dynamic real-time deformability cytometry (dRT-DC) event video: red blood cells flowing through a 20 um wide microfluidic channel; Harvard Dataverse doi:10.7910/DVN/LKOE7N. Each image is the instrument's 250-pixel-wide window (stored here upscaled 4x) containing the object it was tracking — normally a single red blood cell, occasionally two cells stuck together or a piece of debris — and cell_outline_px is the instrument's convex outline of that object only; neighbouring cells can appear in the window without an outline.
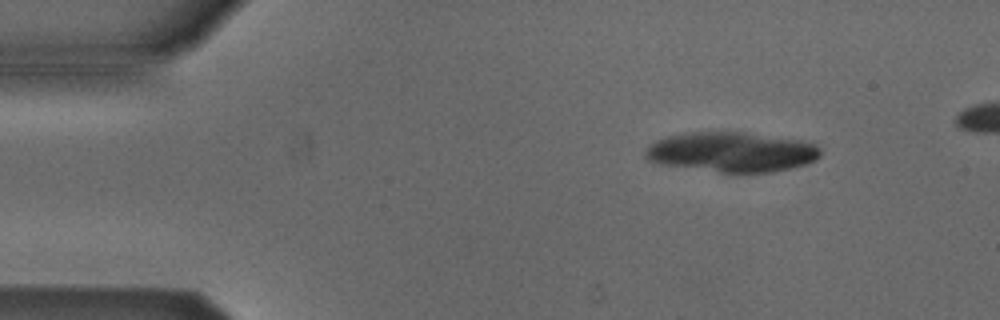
{"species": "Egyptian fruit bat (a non-hibernating species)", "species_latin": "Rousettus aegyptiacus", "temperature_condition": "cold", "stored_images_in_passage": 4, "camera_frame_rate_fps": 3000, "um_per_image_px": 0.085, "animal": {"sex": "male"}, "frame": {"image": 1, "passage_image": 2, "time_ms": 1.0, "image_size_px": [1000, 320], "cell_outline_px": [[820, 156], [816, 160], [792, 168], [772, 172], [720, 172], [656, 164], [648, 160], [644, 156], [644, 148], [656, 140], [668, 136], [688, 132], [744, 132], [800, 140], [816, 144], [820, 148]], "centroid_in_image_um": [62.15, 12.92], "position_along_channel_um": 22.9, "area_um2": 40.92}}